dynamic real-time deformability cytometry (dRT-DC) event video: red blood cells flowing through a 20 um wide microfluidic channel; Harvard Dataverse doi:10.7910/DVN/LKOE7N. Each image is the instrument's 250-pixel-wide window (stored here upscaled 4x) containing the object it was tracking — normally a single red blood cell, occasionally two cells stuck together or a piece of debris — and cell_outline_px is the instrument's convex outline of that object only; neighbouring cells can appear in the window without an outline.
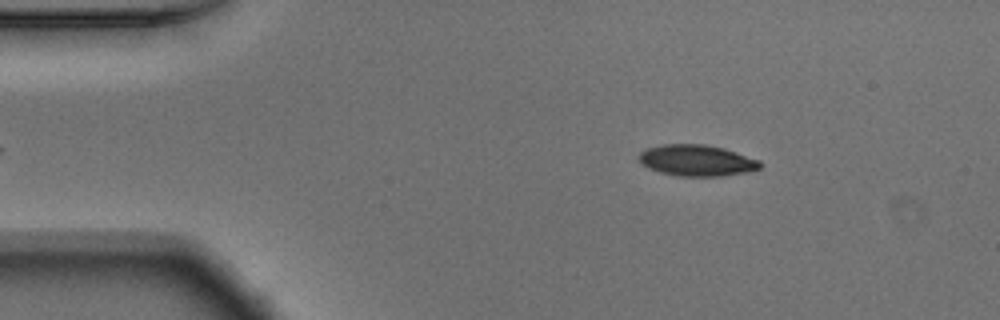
{"species": "Egyptian fruit bat (a non-hibernating species)", "species_latin": "Rousettus aegyptiacus", "temperature_condition": "warm", "stored_images_in_passage": 47, "camera_frame_rate_fps": 3000, "um_per_image_px": 0.085, "animal": {"sex": "male"}, "frame": {"image": 1, "passage_image": 2, "time_ms": 0.333, "image_size_px": [1000, 320], "cell_outline_px": [[760, 168], [748, 172], [720, 176], [680, 176], [660, 172], [648, 168], [636, 156], [644, 148], [664, 144], [704, 144], [724, 148], [760, 160]], "centroid_in_image_um": [59.2, 13.63], "position_along_channel_um": 25.8, "area_um2": 22.08}}
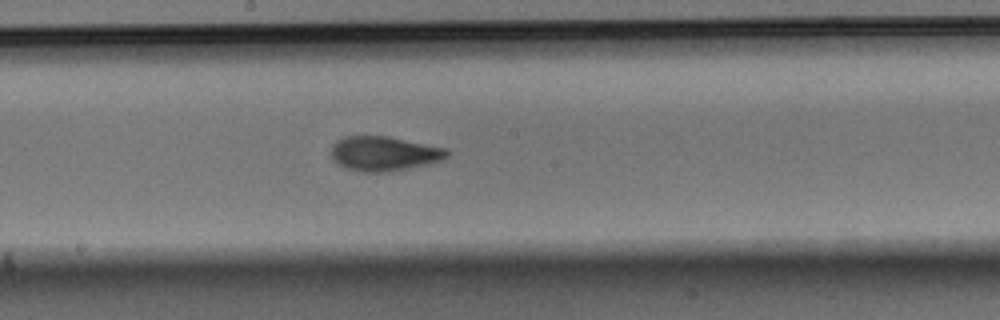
{"frame": {"image": 2, "passage_image": 22, "time_ms": 7.0, "image_size_px": [1000, 320], "cell_outline_px": [[448, 156], [440, 160], [428, 164], [388, 172], [364, 172], [348, 168], [340, 164], [332, 156], [332, 144], [336, 140], [344, 136], [388, 136], [448, 148]], "centroid_in_image_um": [32.67, 13.04], "position_along_channel_um": 215.5, "area_um2": 23.18}}
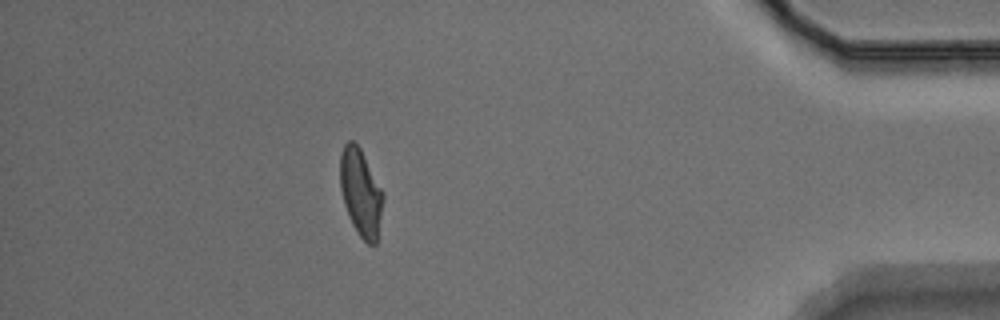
{"frame": {"image": 3, "passage_image": 41, "time_ms": 13.333, "image_size_px": [1000, 320], "cell_outline_px": [[384, 196], [376, 244], [368, 244], [360, 236], [352, 224], [344, 204], [340, 188], [340, 156], [344, 144], [348, 140], [352, 140], [360, 148], [384, 192]], "centroid_in_image_um": [30.66, 16.35], "position_along_channel_um": 404.5, "area_um2": 21.73}, "authors_computed_cell_mechanics": {"area_um2": 22.7732, "velocity_mm_per_s": 3.7379, "shape_relaxation_time_tau1_ms": 3.7652, "shape_relaxation_time_tau2_ms": 1.9383, "deformation_change_tau1": 0.164, "deformation_change_tau2": 0.0687}}